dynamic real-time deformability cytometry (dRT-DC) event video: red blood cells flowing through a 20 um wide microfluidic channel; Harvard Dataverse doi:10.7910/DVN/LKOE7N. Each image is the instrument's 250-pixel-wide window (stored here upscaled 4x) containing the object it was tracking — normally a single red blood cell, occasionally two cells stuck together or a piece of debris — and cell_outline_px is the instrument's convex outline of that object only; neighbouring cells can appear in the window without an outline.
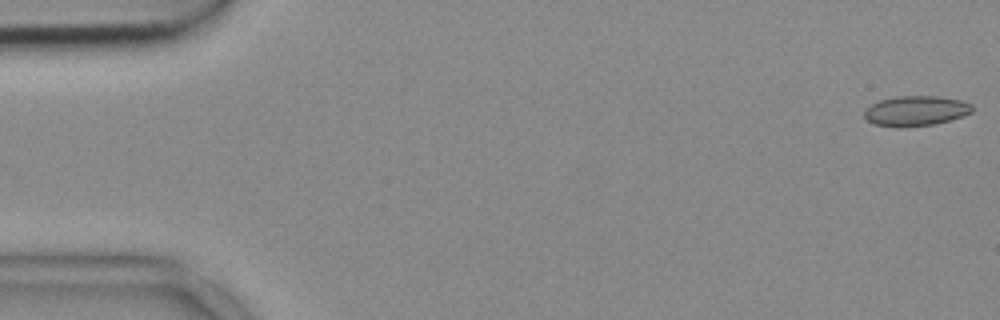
{"species": "common noctule bat (a hibernating species)", "species_latin": "Nyctalus noctula", "temperature_condition": "cold", "stored_images_in_passage": 53, "camera_frame_rate_fps": 3000, "um_per_image_px": 0.085, "animal": {"sex": "female", "body_mass_g": 18.4}, "frame": {"image": 1, "passage_image": 1, "time_ms": 0.0, "image_size_px": [1000, 320], "cell_outline_px": [[972, 112], [964, 116], [932, 124], [900, 128], [872, 124], [864, 116], [864, 112], [872, 104], [880, 100], [896, 96], [940, 96], [960, 100], [972, 104]], "centroid_in_image_um": [77.84, 9.42], "position_along_channel_um": 7.2, "area_um2": 18.9}}
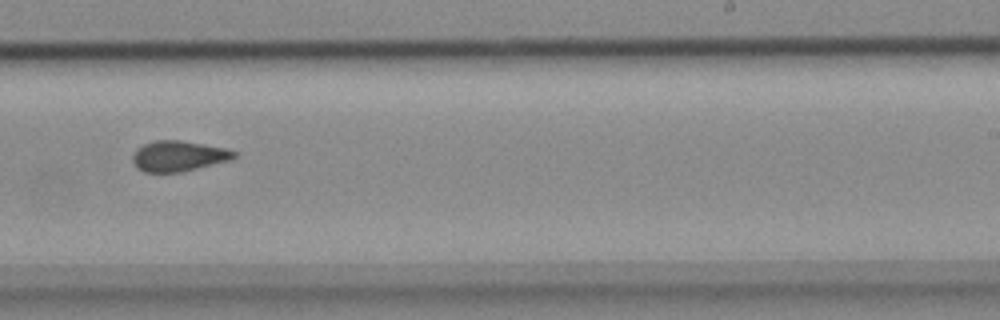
{"frame": {"image": 2, "passage_image": 33, "time_ms": 10.667, "image_size_px": [1000, 320], "cell_outline_px": [[236, 156], [232, 160], [180, 172], [144, 172], [136, 168], [132, 160], [132, 156], [136, 148], [144, 144], [156, 140], [180, 140], [228, 148], [236, 152]], "centroid_in_image_um": [15.17, 13.26], "position_along_channel_um": 273.8, "area_um2": 18.21}}
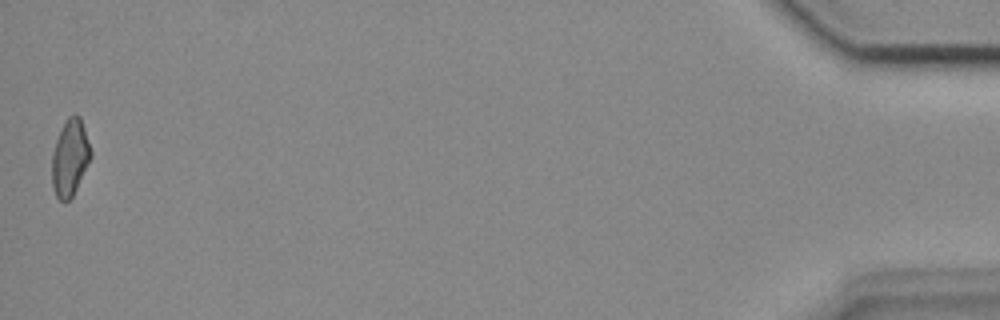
{"frame": {"image": 3, "passage_image": 53, "time_ms": 17.333, "image_size_px": [1000, 320], "cell_outline_px": [[92, 156], [72, 196], [68, 200], [60, 200], [56, 196], [52, 188], [52, 152], [56, 140], [68, 116], [76, 112], [80, 116], [92, 152]], "centroid_in_image_um": [5.94, 13.38], "position_along_channel_um": 429.3, "area_um2": 17.17}}